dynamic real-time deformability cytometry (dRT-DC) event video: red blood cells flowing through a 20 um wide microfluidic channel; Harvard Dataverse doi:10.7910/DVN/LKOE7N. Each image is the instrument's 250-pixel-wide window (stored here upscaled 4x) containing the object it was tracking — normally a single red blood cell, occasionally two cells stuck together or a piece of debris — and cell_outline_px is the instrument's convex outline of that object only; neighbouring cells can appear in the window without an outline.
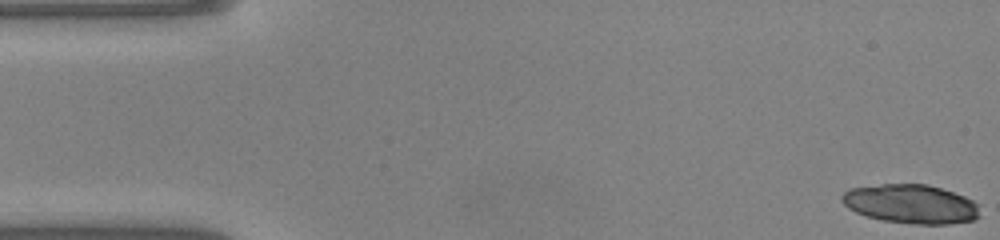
{"species": "common noctule bat (a hibernating species)", "species_latin": "Nyctalus noctula", "temperature_condition": "warm", "stored_images_in_passage": 14, "camera_frame_rate_fps": 3000, "um_per_image_px": 0.085, "animal": {"sex": "male", "body_mass_g": 20.0, "forearm_length_mm": 53.3}, "frame": {"image": 1, "passage_image": 1, "time_ms": 0.0, "image_size_px": [1000, 240], "cell_outline_px": [[980, 216], [976, 220], [948, 224], [916, 224], [880, 220], [856, 212], [848, 208], [840, 200], [840, 196], [848, 188], [884, 184], [928, 184], [964, 196], [980, 204]], "centroid_in_image_um": [77.44, 17.34], "position_along_channel_um": 7.6, "area_um2": 31.62}}